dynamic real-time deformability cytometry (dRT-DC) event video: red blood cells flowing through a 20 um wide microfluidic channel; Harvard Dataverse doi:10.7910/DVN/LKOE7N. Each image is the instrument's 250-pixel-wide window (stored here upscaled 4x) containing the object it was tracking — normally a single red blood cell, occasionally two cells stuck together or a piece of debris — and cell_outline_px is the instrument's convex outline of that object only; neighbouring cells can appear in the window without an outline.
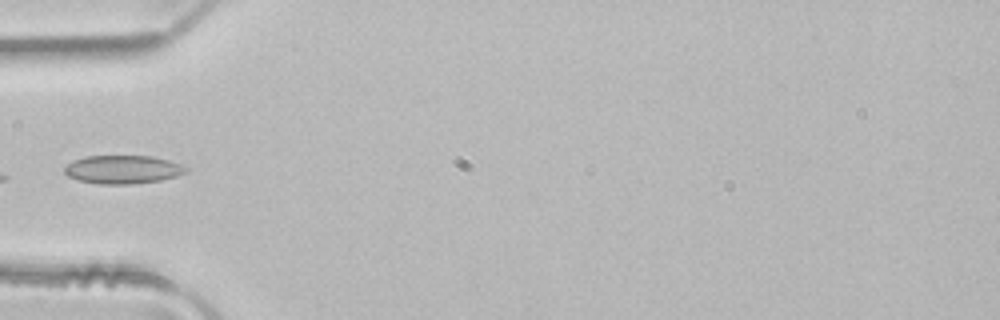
{"species": "common noctule bat (a hibernating species)", "species_latin": "Nyctalus noctula", "temperature_condition": "room temperature", "stored_images_in_passage": 5, "camera_frame_rate_fps": 3000, "um_per_image_px": 0.085, "animal": {"sex": "male", "body_mass_g": 21.5, "forearm_length_mm": 52.0}, "frame": {"image": 1, "passage_image": 4, "time_ms": 1.0, "image_size_px": [1000, 320], "cell_outline_px": [[192, 168], [188, 172], [176, 176], [160, 180], [132, 184], [100, 184], [80, 180], [68, 176], [64, 172], [64, 168], [72, 160], [84, 156], [152, 156], [184, 164]], "centroid_in_image_um": [10.5, 14.4], "position_along_channel_um": 74.5, "area_um2": 20.29}}
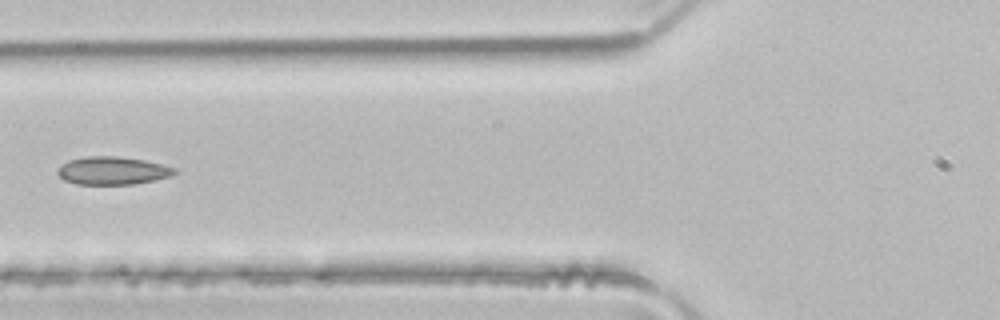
{"frame": {"image": 2, "passage_image": 5, "time_ms": 1.333, "image_size_px": [1000, 320], "cell_outline_px": [[180, 172], [168, 176], [152, 180], [132, 184], [76, 184], [64, 180], [56, 172], [56, 168], [68, 160], [88, 156], [116, 156], [144, 160], [176, 168]], "centroid_in_image_um": [9.53, 14.5], "position_along_channel_um": 116.3, "area_um2": 18.96}}